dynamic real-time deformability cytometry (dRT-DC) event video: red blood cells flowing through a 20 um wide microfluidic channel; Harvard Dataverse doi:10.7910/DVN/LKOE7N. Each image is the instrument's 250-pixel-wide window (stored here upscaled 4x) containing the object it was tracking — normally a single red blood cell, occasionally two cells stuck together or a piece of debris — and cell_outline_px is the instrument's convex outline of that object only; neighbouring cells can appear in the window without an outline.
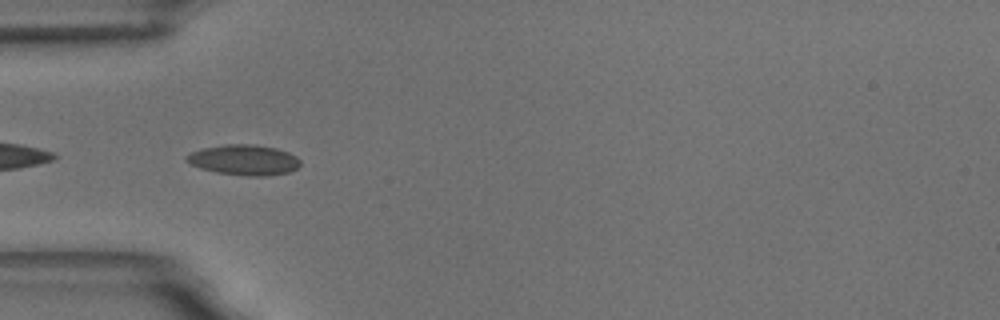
{"species": "common noctule bat (a hibernating species)", "species_latin": "Nyctalus noctula", "temperature_condition": "room temperature", "stored_images_in_passage": 8, "camera_frame_rate_fps": 3000, "um_per_image_px": 0.085, "animal": {"sex": "male", "body_mass_g": 18.8}, "frame": {"image": 1, "passage_image": 3, "time_ms": 2.333, "image_size_px": [1000, 320], "cell_outline_px": [[300, 164], [296, 168], [288, 172], [268, 176], [248, 176], [216, 172], [200, 168], [184, 160], [184, 156], [200, 148], [224, 144], [252, 144], [276, 148], [288, 152], [296, 156], [300, 160]], "centroid_in_image_um": [20.71, 13.59], "position_along_channel_um": 64.3, "area_um2": 20.23}}
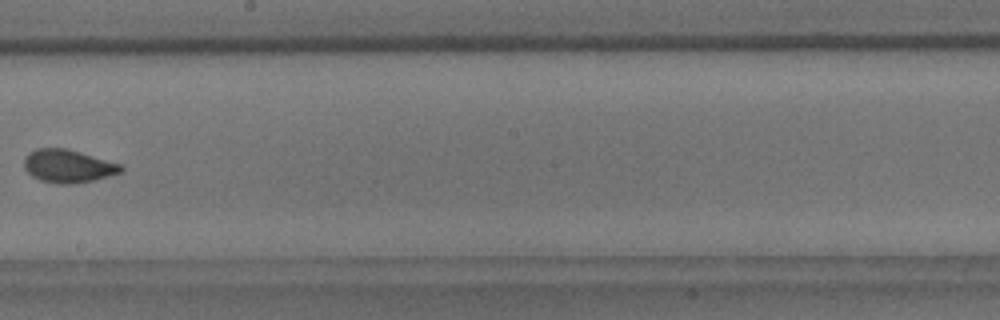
{"frame": {"image": 2, "passage_image": 7, "time_ms": 7.333, "image_size_px": [1000, 320], "cell_outline_px": [[124, 168], [120, 172], [108, 176], [92, 180], [68, 184], [60, 184], [40, 180], [32, 176], [24, 168], [24, 160], [28, 152], [36, 148], [64, 148], [80, 152], [124, 164]], "centroid_in_image_um": [5.79, 14.1], "position_along_channel_um": 242.4, "area_um2": 18.61}}
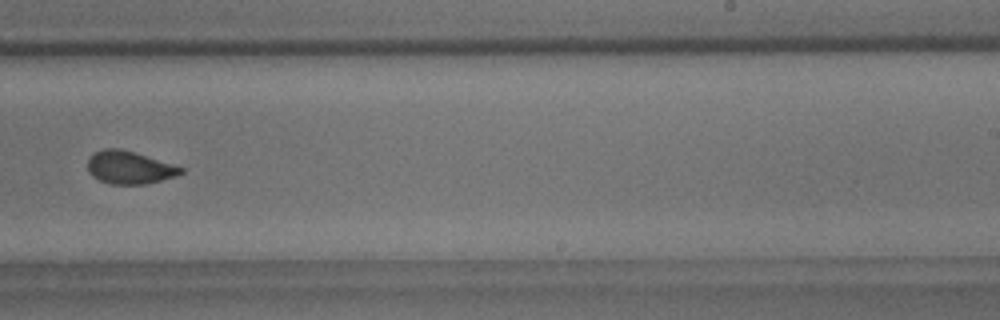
{"frame": {"image": 3, "passage_image": 8, "time_ms": 8.333, "image_size_px": [1000, 320], "cell_outline_px": [[184, 172], [176, 176], [148, 184], [108, 184], [92, 176], [88, 172], [88, 156], [104, 148], [120, 148], [172, 164], [184, 168]], "centroid_in_image_um": [10.98, 14.25], "position_along_channel_um": 278.0, "area_um2": 17.8}}